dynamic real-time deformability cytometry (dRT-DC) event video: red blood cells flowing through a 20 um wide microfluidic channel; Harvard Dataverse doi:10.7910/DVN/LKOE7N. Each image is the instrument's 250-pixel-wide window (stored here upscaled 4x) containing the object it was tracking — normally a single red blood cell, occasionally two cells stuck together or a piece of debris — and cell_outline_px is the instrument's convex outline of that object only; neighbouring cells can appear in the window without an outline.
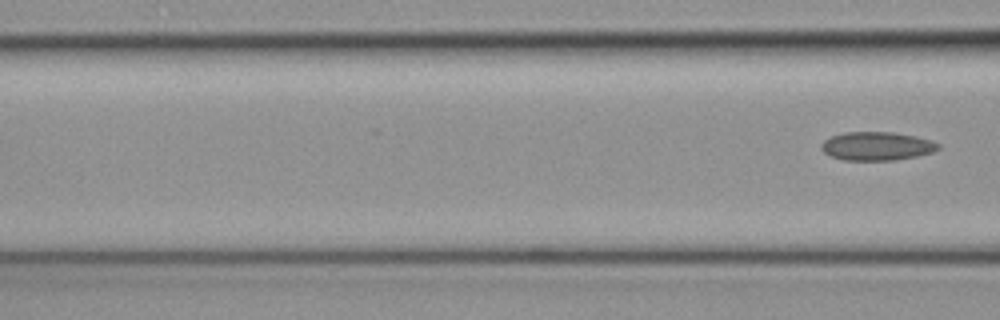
{"species": "common noctule bat (a hibernating species)", "species_latin": "Nyctalus noctula", "temperature_condition": "cold", "stored_images_in_passage": 6, "camera_frame_rate_fps": 3000, "um_per_image_px": 0.085, "animal": {"sex": "female", "body_mass_g": 19.3, "forearm_length_mm": 54.1}, "frame": {"image": 1, "passage_image": 6, "time_ms": 1.667, "image_size_px": [1000, 320], "cell_outline_px": [[940, 148], [932, 152], [916, 156], [892, 160], [844, 160], [832, 156], [824, 152], [820, 148], [820, 144], [824, 140], [832, 136], [844, 132], [892, 132], [916, 136], [932, 140], [940, 144]], "centroid_in_image_um": [74.53, 12.41], "position_along_channel_um": 92.1, "area_um2": 19.42}}